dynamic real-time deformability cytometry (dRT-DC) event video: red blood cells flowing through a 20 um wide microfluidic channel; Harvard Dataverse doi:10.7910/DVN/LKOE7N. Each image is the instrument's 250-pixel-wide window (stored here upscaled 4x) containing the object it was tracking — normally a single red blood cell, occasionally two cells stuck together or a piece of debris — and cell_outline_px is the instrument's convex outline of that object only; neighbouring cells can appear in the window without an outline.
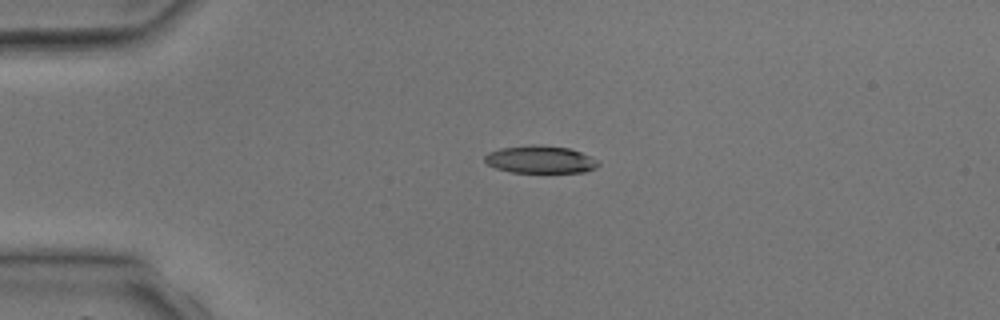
{"species": "common noctule bat (a hibernating species)", "species_latin": "Nyctalus noctula", "temperature_condition": "room temperature", "stored_images_in_passage": 3, "camera_frame_rate_fps": 3000, "um_per_image_px": 0.085, "animal": {"sex": "male", "body_mass_g": 17.9, "forearm_length_mm": 54.2}, "frame": {"image": 1, "passage_image": 2, "time_ms": 2.0, "image_size_px": [1000, 320], "cell_outline_px": [[600, 164], [596, 168], [584, 172], [512, 172], [496, 168], [488, 164], [484, 160], [484, 156], [488, 152], [500, 148], [532, 144], [568, 148], [580, 152], [596, 160]], "centroid_in_image_um": [45.89, 13.55], "position_along_channel_um": 39.1, "area_um2": 18.03}}
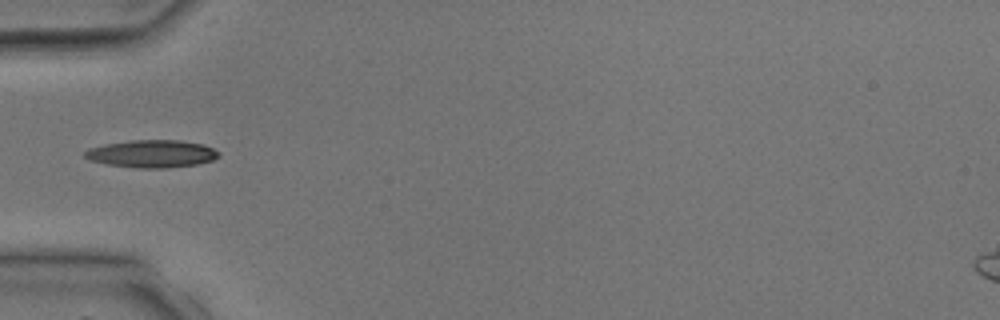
{"frame": {"image": 2, "passage_image": 3, "time_ms": 3.333, "image_size_px": [1000, 320], "cell_outline_px": [[220, 156], [212, 160], [196, 164], [168, 168], [136, 168], [108, 164], [88, 160], [84, 156], [84, 152], [88, 148], [104, 144], [132, 140], [180, 140], [204, 144], [220, 152]], "centroid_in_image_um": [12.9, 13.06], "position_along_channel_um": 72.1, "area_um2": 21.62}}